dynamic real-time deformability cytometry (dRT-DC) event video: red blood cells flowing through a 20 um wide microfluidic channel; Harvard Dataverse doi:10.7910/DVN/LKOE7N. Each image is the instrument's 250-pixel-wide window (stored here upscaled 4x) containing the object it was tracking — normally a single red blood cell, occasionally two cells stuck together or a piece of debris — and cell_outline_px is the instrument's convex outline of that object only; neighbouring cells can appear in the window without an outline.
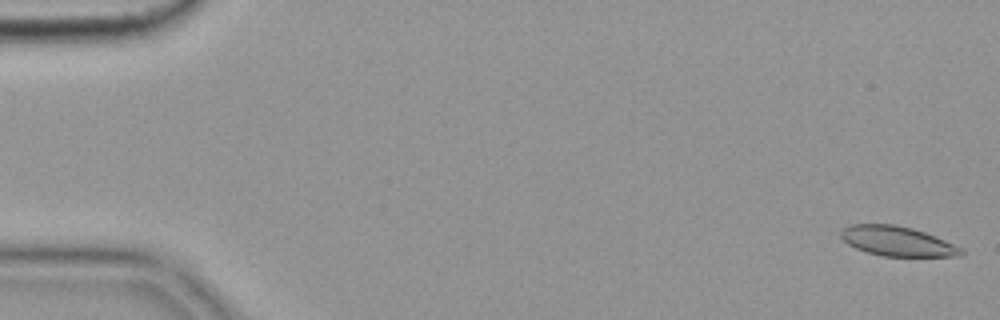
{"species": "common noctule bat (a hibernating species)", "species_latin": "Nyctalus noctula", "temperature_condition": "cold", "stored_images_in_passage": 55, "camera_frame_rate_fps": 3000, "um_per_image_px": 0.085, "animal": {"sex": "female", "body_mass_g": 19.9}, "frame": {"image": 1, "passage_image": 1, "time_ms": 0.0, "image_size_px": [1000, 320], "cell_outline_px": [[964, 252], [960, 256], [884, 256], [868, 252], [856, 248], [848, 244], [840, 236], [840, 232], [848, 224], [896, 224], [912, 228], [936, 236], [964, 248]], "centroid_in_image_um": [76.29, 20.49], "position_along_channel_um": 8.7, "area_um2": 20.87}}
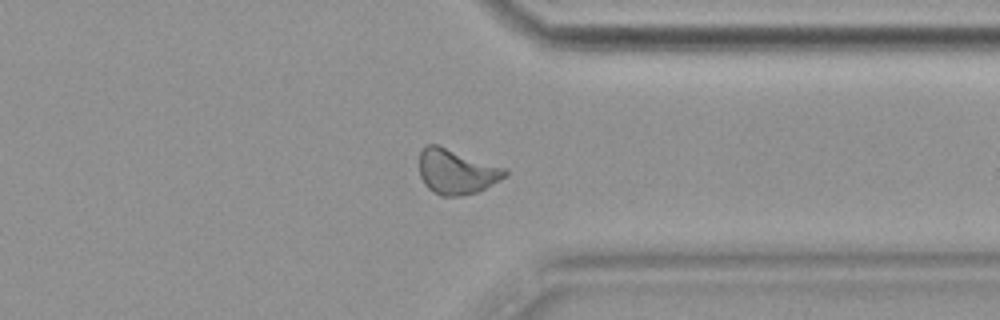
{"frame": {"image": 2, "passage_image": 43, "time_ms": 14.0, "image_size_px": [1000, 320], "cell_outline_px": [[508, 176], [476, 192], [460, 196], [440, 196], [432, 192], [424, 184], [420, 176], [420, 152], [428, 144], [436, 144], [504, 168], [508, 172]], "centroid_in_image_um": [38.77, 14.61], "position_along_channel_um": 372.6, "area_um2": 22.14}}
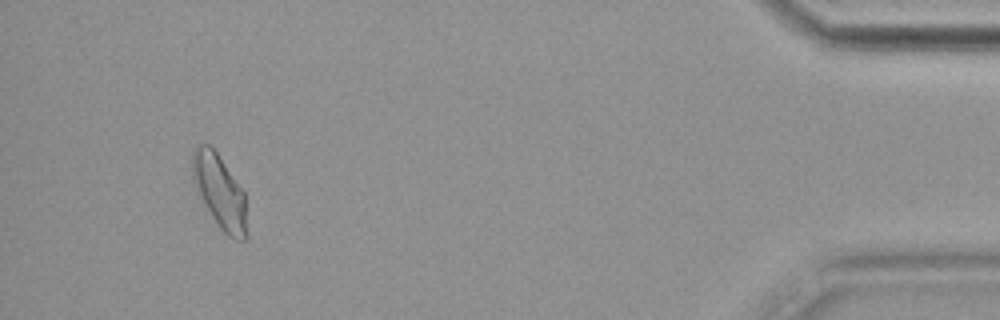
{"frame": {"image": 3, "passage_image": 52, "time_ms": 17.0, "image_size_px": [1000, 320], "cell_outline_px": [[248, 236], [244, 240], [236, 240], [228, 236], [220, 228], [196, 192], [192, 172], [192, 148], [200, 144], [208, 144], [216, 152], [244, 192]], "centroid_in_image_um": [18.66, 16.31], "position_along_channel_um": 416.5, "area_um2": 23.29}, "authors_computed_cell_mechanics": {"area_um2": 21.9062, "velocity_mm_per_s": 3.6169, "shape_relaxation_time_tau1_ms": 7.2939, "shape_relaxation_time_tau2_ms": 2.5611, "deformation_change_tau1": 0.1518, "deformation_change_tau2": 0.1031}}